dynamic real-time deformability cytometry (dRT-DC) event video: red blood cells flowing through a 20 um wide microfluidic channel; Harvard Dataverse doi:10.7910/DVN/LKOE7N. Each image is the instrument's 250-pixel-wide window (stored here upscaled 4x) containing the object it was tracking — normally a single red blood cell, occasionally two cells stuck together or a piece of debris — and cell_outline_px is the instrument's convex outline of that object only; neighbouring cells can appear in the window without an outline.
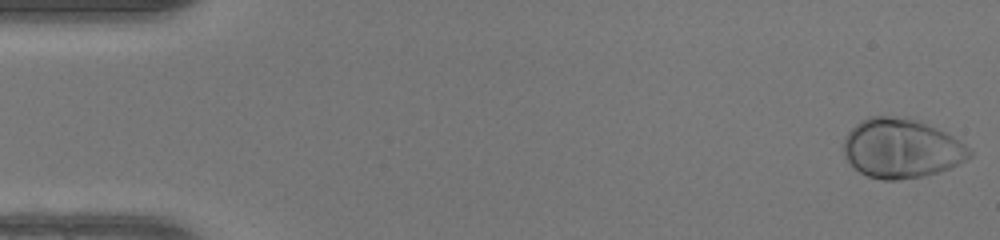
{"species": "human", "species_latin": "Homo sapiens", "temperature_condition": "warm", "stored_images_in_passage": 49, "camera_frame_rate_fps": 3000, "um_per_image_px": 0.085, "donor": {"sex": "female"}, "frame": {"image": 1, "passage_image": 1, "time_ms": 0.0, "image_size_px": [1000, 240], "cell_outline_px": [[972, 156], [948, 168], [924, 176], [896, 180], [884, 180], [868, 176], [860, 172], [844, 156], [844, 140], [848, 132], [860, 120], [868, 116], [912, 116], [952, 136], [964, 144], [972, 152]], "centroid_in_image_um": [76.6, 12.58], "position_along_channel_um": 8.4, "area_um2": 43.47}}
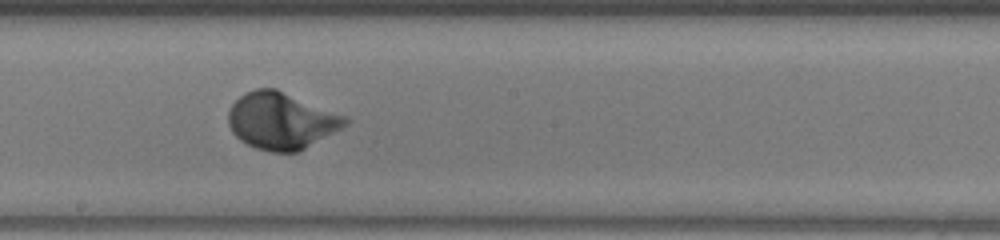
{"frame": {"image": 2, "passage_image": 27, "time_ms": 8.667, "image_size_px": [1000, 240], "cell_outline_px": [[348, 124], [304, 148], [296, 152], [272, 152], [256, 148], [240, 140], [232, 132], [228, 124], [228, 112], [232, 104], [244, 92], [256, 88], [276, 88], [348, 116]], "centroid_in_image_um": [23.89, 10.24], "position_along_channel_um": 224.3, "area_um2": 38.61}}
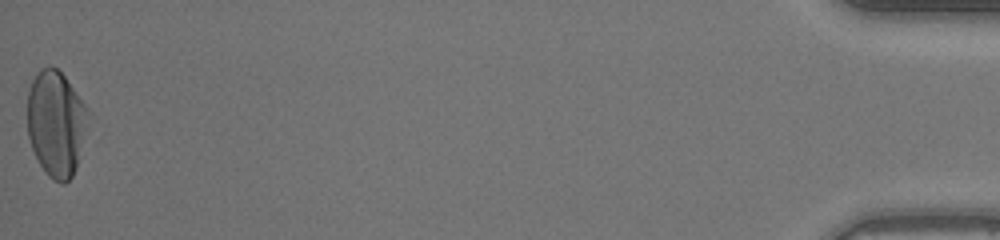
{"frame": {"image": 3, "passage_image": 49, "time_ms": 16.0, "image_size_px": [1000, 240], "cell_outline_px": [[92, 112], [76, 168], [72, 176], [64, 184], [60, 184], [52, 180], [48, 176], [40, 164], [32, 148], [28, 136], [28, 92], [32, 80], [40, 68], [52, 64], [64, 76]], "centroid_in_image_um": [4.8, 10.48], "position_along_channel_um": 430.4, "area_um2": 37.92}, "authors_computed_cell_mechanics": {"area_um2": 37.7434, "velocity_mm_per_s": 4.2101, "shape_relaxation_time_tau1_ms": 2.0304, "shape_relaxation_time_tau2_ms": null, "deformation_change_tau1": 0.1572, "deformation_change_tau2": null}}